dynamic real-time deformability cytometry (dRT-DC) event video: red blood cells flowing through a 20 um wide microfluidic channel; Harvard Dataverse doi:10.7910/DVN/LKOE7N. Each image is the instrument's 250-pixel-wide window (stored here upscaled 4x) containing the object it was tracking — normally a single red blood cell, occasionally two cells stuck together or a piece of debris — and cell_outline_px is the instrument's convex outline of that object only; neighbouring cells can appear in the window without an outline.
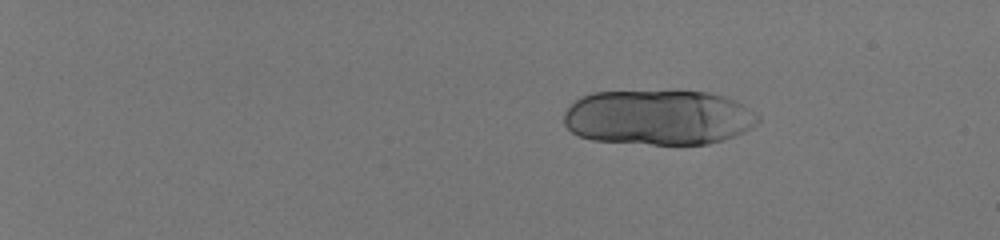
{"species": "human", "species_latin": "Homo sapiens", "temperature_condition": "room temperature", "stored_images_in_passage": 29, "camera_frame_rate_fps": 3000, "um_per_image_px": 0.085, "donor": {"sex": "male"}, "frame": {"image": 1, "passage_image": 12, "time_ms": 3.667, "image_size_px": [1000, 240], "cell_outline_px": [[760, 120], [756, 124], [744, 132], [724, 140], [708, 144], [652, 144], [592, 140], [580, 136], [572, 132], [564, 124], [564, 112], [580, 96], [592, 92], [672, 88], [676, 88], [708, 92], [732, 100], [756, 112], [760, 116]], "centroid_in_image_um": [55.96, 9.93], "position_along_channel_um": 29.0, "area_um2": 63.75}}